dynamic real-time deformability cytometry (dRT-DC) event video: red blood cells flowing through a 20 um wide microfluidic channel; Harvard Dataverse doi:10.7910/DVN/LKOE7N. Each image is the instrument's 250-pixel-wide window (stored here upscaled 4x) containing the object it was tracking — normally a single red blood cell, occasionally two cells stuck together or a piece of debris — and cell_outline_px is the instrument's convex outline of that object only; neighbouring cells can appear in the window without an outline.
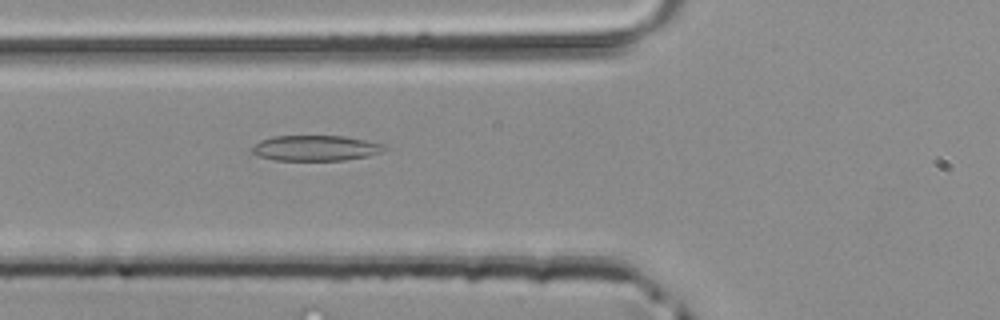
{"species": "common noctule bat (a hibernating species)", "species_latin": "Nyctalus noctula", "temperature_condition": "room temperature", "stored_images_in_passage": 38, "camera_frame_rate_fps": 3000, "um_per_image_px": 0.085, "animal": {"sex": "male", "body_mass_g": 20.4}, "frame": {"image": 1, "passage_image": 9, "time_ms": 2.667, "image_size_px": [1000, 320], "cell_outline_px": [[388, 148], [384, 152], [368, 156], [344, 160], [276, 160], [256, 156], [252, 152], [252, 148], [260, 140], [272, 136], [344, 136], [384, 144]], "centroid_in_image_um": [26.84, 12.59], "position_along_channel_um": 99.0, "area_um2": 19.71}}
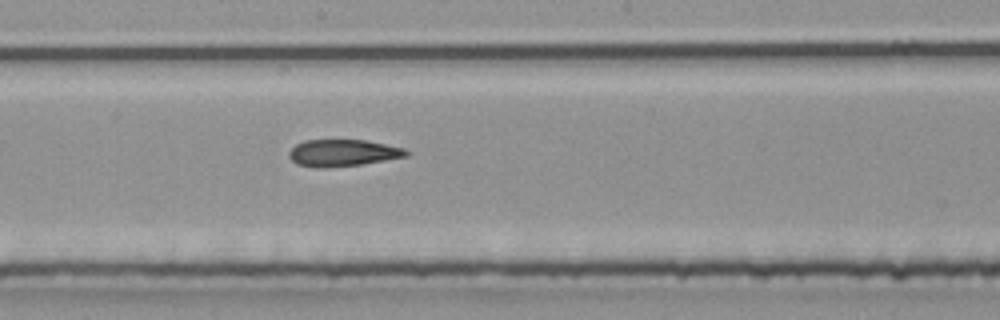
{"frame": {"image": 2, "passage_image": 17, "time_ms": 5.333, "image_size_px": [1000, 320], "cell_outline_px": [[412, 152], [408, 156], [360, 164], [324, 168], [316, 168], [296, 164], [288, 156], [288, 152], [296, 144], [304, 140], [364, 140], [404, 148]], "centroid_in_image_um": [29.12, 13.0], "position_along_channel_um": 219.1, "area_um2": 18.32}}
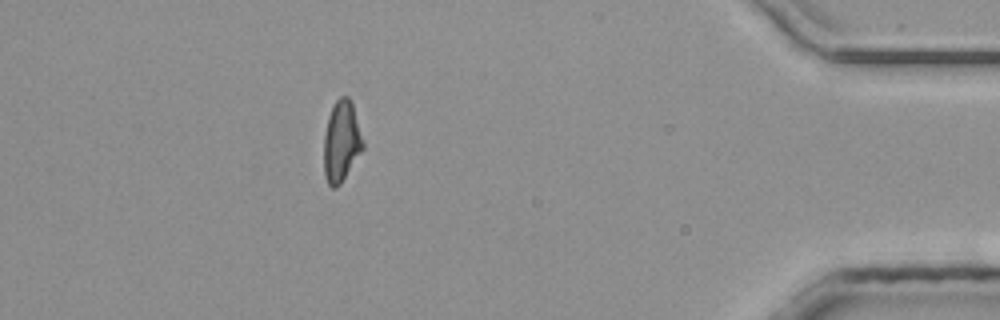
{"frame": {"image": 3, "passage_image": 33, "time_ms": 10.667, "image_size_px": [1000, 320], "cell_outline_px": [[364, 148], [340, 184], [336, 188], [332, 188], [328, 184], [324, 172], [324, 136], [328, 116], [336, 100], [340, 96], [348, 96], [352, 104], [364, 140]], "centroid_in_image_um": [29.02, 12.02], "position_along_channel_um": 406.2, "area_um2": 18.38}}